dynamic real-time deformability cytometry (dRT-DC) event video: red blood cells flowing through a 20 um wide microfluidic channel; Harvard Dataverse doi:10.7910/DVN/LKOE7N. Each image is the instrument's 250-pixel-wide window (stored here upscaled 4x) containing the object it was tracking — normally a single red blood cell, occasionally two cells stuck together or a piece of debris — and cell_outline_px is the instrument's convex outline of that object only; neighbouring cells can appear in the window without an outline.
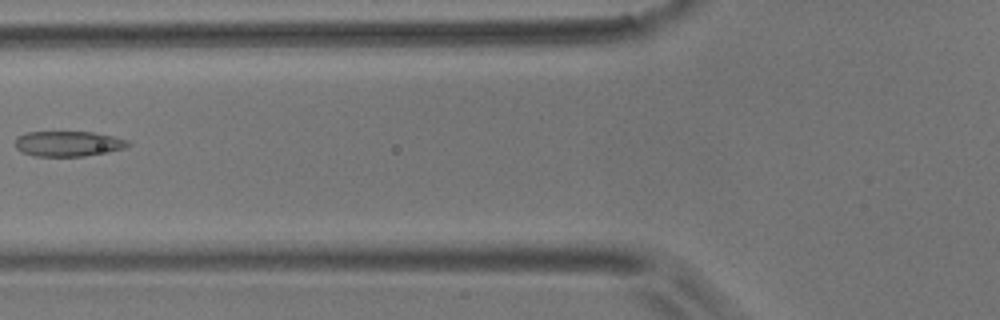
{"species": "common noctule bat (a hibernating species)", "species_latin": "Nyctalus noctula", "temperature_condition": "room temperature", "stored_images_in_passage": 7, "camera_frame_rate_fps": 3000, "um_per_image_px": 0.085, "animal": {"sex": "male", "body_mass_g": 17.9}, "frame": {"image": 1, "passage_image": 6, "time_ms": 1.667, "image_size_px": [1000, 320], "cell_outline_px": [[132, 144], [124, 148], [108, 152], [84, 156], [32, 156], [20, 152], [16, 148], [16, 136], [24, 132], [92, 132], [112, 136], [128, 140]], "centroid_in_image_um": [5.77, 12.22], "position_along_channel_um": 120.0, "area_um2": 16.76}}
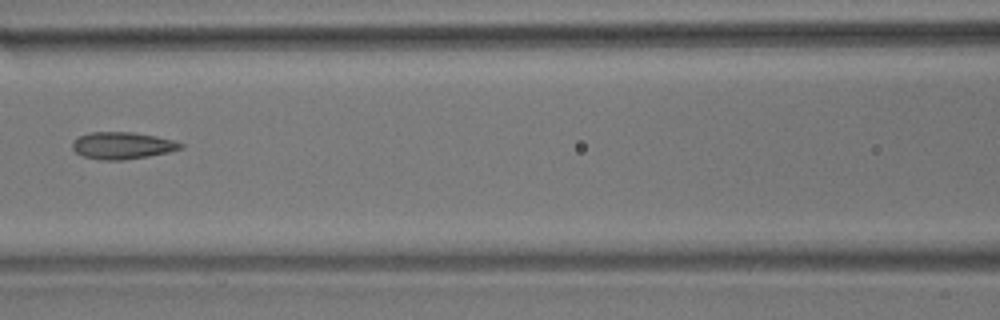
{"frame": {"image": 2, "passage_image": 7, "time_ms": 2.0, "image_size_px": [1000, 320], "cell_outline_px": [[184, 148], [168, 152], [148, 156], [124, 160], [100, 160], [84, 156], [76, 152], [72, 148], [72, 140], [80, 136], [92, 132], [132, 132], [156, 136], [172, 140], [184, 144]], "centroid_in_image_um": [10.4, 12.37], "position_along_channel_um": 156.2, "area_um2": 16.99}}